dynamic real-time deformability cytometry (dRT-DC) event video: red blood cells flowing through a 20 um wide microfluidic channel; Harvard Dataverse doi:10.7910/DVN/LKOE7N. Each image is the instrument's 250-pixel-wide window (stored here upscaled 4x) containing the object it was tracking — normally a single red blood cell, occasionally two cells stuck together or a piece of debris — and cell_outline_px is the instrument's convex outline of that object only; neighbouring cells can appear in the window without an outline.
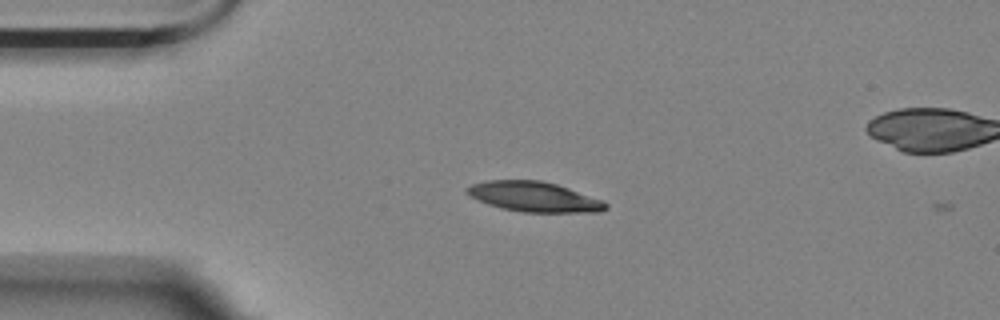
{"species": "Egyptian fruit bat (a non-hibernating species)", "species_latin": "Rousettus aegyptiacus", "temperature_condition": "room temperature", "stored_images_in_passage": 2, "camera_frame_rate_fps": 3000, "um_per_image_px": 0.085, "animal": {"sex": "female"}, "frame": {"image": 1, "passage_image": 1, "time_ms": 0.0, "image_size_px": [1000, 320], "cell_outline_px": [[608, 208], [600, 212], [524, 212], [500, 208], [488, 204], [464, 192], [472, 184], [488, 180], [540, 180], [556, 184], [604, 200], [608, 204]], "centroid_in_image_um": [45.44, 16.73], "position_along_channel_um": 39.6, "area_um2": 24.16}}